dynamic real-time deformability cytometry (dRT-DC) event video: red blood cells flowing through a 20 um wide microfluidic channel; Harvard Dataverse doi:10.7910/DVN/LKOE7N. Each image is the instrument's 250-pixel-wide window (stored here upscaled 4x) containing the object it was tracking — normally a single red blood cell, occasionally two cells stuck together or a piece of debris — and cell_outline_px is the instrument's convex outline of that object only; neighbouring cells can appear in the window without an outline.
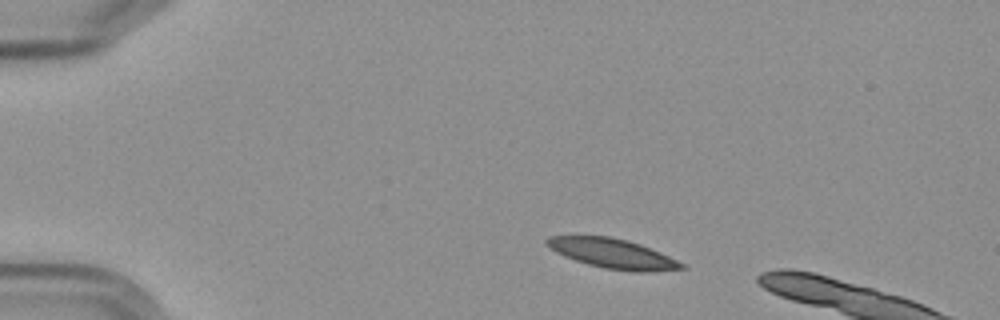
{"species": "Egyptian fruit bat (a non-hibernating species)", "species_latin": "Rousettus aegyptiacus", "temperature_condition": "cold", "stored_images_in_passage": 3, "camera_frame_rate_fps": 3000, "um_per_image_px": 0.085, "frame": {"image": 1, "passage_image": 2, "time_ms": 1.333, "image_size_px": [1000, 320], "cell_outline_px": [[688, 268], [652, 272], [636, 272], [604, 268], [588, 264], [564, 256], [556, 252], [544, 244], [544, 240], [548, 236], [608, 236], [628, 240], [640, 244], [660, 252], [684, 264]], "centroid_in_image_um": [52.07, 21.55], "position_along_channel_um": 32.9, "area_um2": 23.29}}